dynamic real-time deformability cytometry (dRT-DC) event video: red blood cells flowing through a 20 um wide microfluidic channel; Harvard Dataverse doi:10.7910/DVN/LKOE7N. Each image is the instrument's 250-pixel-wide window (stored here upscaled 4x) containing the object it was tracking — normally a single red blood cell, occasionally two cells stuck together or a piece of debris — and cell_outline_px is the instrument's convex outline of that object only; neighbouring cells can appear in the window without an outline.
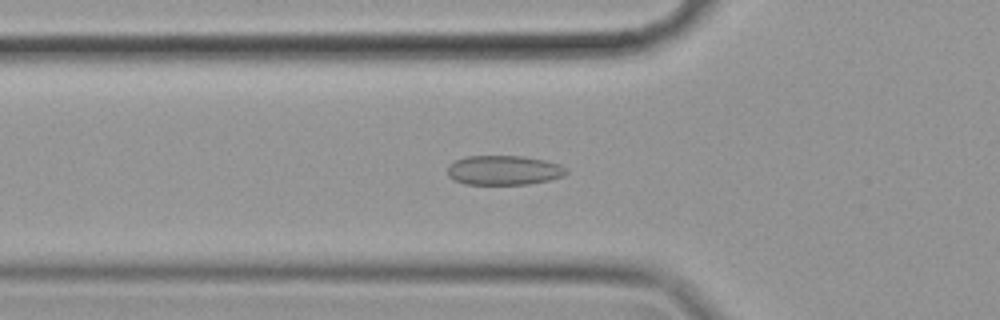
{"species": "common noctule bat (a hibernating species)", "species_latin": "Nyctalus noctula", "temperature_condition": "cold", "stored_images_in_passage": 57, "camera_frame_rate_fps": 3000, "um_per_image_px": 0.085, "animal": {"sex": "female", "body_mass_g": 19.9}, "frame": {"image": 1, "passage_image": 19, "time_ms": 6.0, "image_size_px": [1000, 320], "cell_outline_px": [[568, 172], [564, 176], [548, 180], [528, 184], [464, 184], [448, 176], [448, 164], [464, 156], [524, 156], [544, 160], [560, 164], [568, 168]], "centroid_in_image_um": [42.84, 14.46], "position_along_channel_um": 83.0, "area_um2": 20.52}}
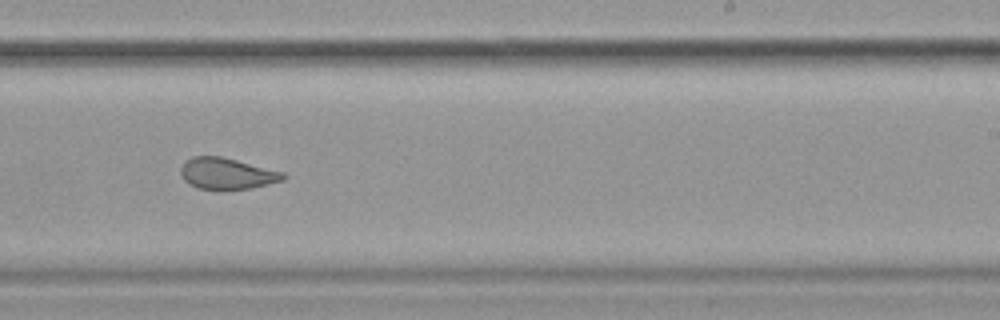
{"frame": {"image": 2, "passage_image": 35, "time_ms": 11.333, "image_size_px": [1000, 320], "cell_outline_px": [[288, 176], [284, 180], [252, 188], [220, 192], [196, 188], [188, 184], [184, 180], [180, 172], [180, 168], [192, 156], [220, 156], [284, 172]], "centroid_in_image_um": [19.29, 14.8], "position_along_channel_um": 269.7, "area_um2": 19.19}}
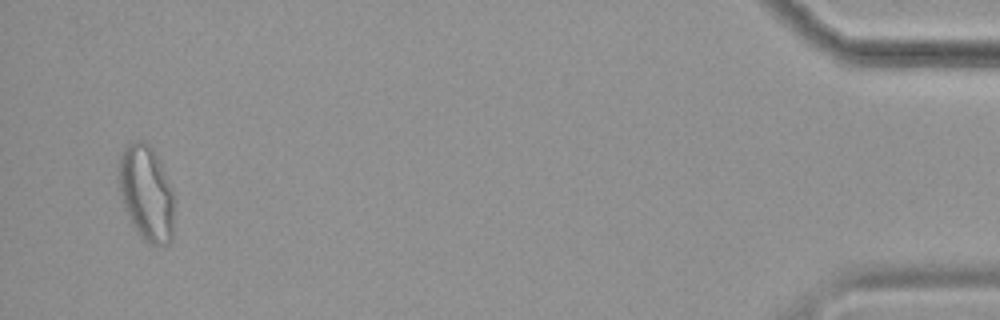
{"frame": {"image": 3, "passage_image": 55, "time_ms": 18.0, "image_size_px": [1000, 320], "cell_outline_px": [[176, 204], [172, 236], [168, 244], [148, 244], [140, 236], [128, 216], [120, 192], [120, 156], [124, 148], [128, 144], [136, 140], [140, 140], [148, 144], [152, 148], [176, 196]], "centroid_in_image_um": [12.5, 16.45], "position_along_channel_um": 422.7, "area_um2": 30.69}, "authors_computed_cell_mechanics": {"area_um2": 21.1548, "velocity_mm_per_s": 3.499, "shape_relaxation_time_tau1_ms": null, "shape_relaxation_time_tau2_ms": 1.8824, "deformation_change_tau1": null, "deformation_change_tau2": 0.0796}}